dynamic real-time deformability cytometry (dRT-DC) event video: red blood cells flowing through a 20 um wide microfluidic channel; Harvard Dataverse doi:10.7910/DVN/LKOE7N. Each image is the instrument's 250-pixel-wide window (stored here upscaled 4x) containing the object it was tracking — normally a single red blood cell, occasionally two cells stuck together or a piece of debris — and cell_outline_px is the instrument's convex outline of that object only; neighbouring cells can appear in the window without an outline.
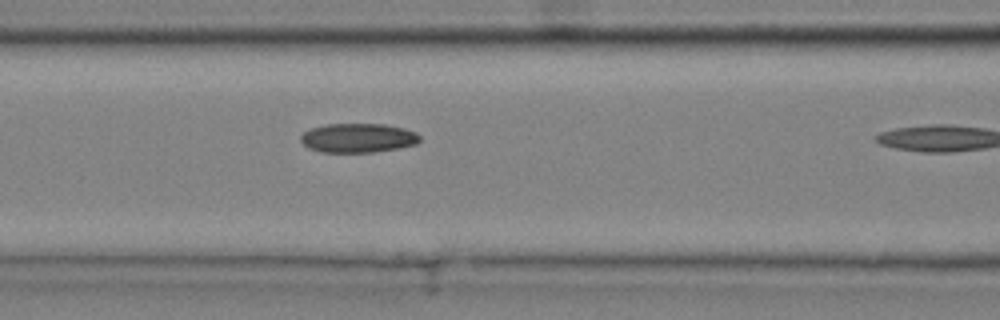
{"species": "common noctule bat (a hibernating species)", "species_latin": "Nyctalus noctula", "temperature_condition": "cold", "stored_images_in_passage": 11, "camera_frame_rate_fps": 3000, "um_per_image_px": 0.085, "animal": {"sex": "male", "body_mass_g": 20.4}, "frame": {"image": 1, "passage_image": 10, "time_ms": 3.0, "image_size_px": [1000, 320], "cell_outline_px": [[420, 140], [416, 144], [400, 148], [372, 152], [320, 152], [308, 148], [300, 140], [300, 136], [304, 132], [312, 128], [328, 124], [384, 124], [404, 128], [416, 132], [420, 136]], "centroid_in_image_um": [30.44, 11.73], "position_along_channel_um": 136.2, "area_um2": 20.29}}